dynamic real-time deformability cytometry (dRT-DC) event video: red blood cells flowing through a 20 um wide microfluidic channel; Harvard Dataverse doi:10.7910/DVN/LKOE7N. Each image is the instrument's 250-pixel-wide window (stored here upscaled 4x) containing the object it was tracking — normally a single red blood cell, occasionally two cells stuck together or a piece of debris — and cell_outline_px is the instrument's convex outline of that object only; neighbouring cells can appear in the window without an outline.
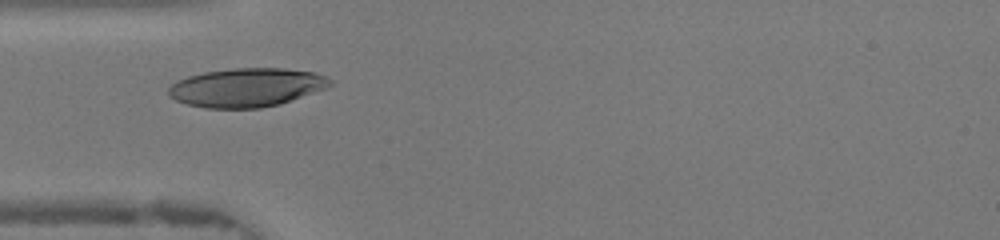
{"species": "human", "species_latin": "Homo sapiens", "temperature_condition": "warm", "stored_images_in_passage": 34, "camera_frame_rate_fps": 3000, "um_per_image_px": 0.085, "donor": {"sex": "female"}, "frame": {"image": 1, "passage_image": 10, "time_ms": 3.0, "image_size_px": [1000, 240], "cell_outline_px": [[332, 84], [328, 88], [280, 104], [260, 108], [204, 108], [188, 104], [176, 100], [168, 96], [168, 88], [172, 84], [188, 76], [204, 72], [232, 68], [284, 68], [316, 72], [332, 80]], "centroid_in_image_um": [20.99, 7.43], "position_along_channel_um": 64.0, "area_um2": 36.59}}
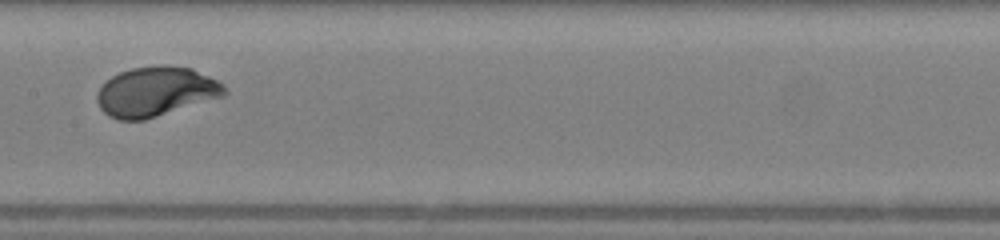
{"frame": {"image": 2, "passage_image": 19, "time_ms": 6.0, "image_size_px": [1000, 240], "cell_outline_px": [[228, 92], [224, 96], [144, 120], [120, 120], [108, 116], [100, 108], [96, 100], [96, 92], [112, 76], [120, 72], [132, 68], [164, 64], [192, 68], [224, 84]], "centroid_in_image_um": [13.25, 7.78], "position_along_channel_um": 194.2, "area_um2": 36.88}}
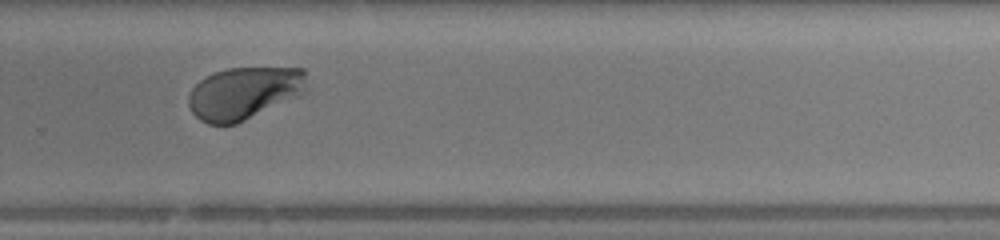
{"frame": {"image": 3, "passage_image": 27, "time_ms": 8.667, "image_size_px": [1000, 240], "cell_outline_px": [[308, 92], [236, 124], [208, 124], [200, 120], [192, 112], [188, 104], [188, 96], [192, 88], [200, 80], [216, 72], [228, 68], [304, 68]], "centroid_in_image_um": [20.77, 7.91], "position_along_channel_um": 309.0, "area_um2": 36.13}, "authors_computed_cell_mechanics": {"area_um2": 36.0672, "velocity_mm_per_s": 4.3217, "shape_relaxation_time_tau1_ms": 2.0295, "shape_relaxation_time_tau2_ms": null, "deformation_change_tau1": 0.1629, "deformation_change_tau2": null}}